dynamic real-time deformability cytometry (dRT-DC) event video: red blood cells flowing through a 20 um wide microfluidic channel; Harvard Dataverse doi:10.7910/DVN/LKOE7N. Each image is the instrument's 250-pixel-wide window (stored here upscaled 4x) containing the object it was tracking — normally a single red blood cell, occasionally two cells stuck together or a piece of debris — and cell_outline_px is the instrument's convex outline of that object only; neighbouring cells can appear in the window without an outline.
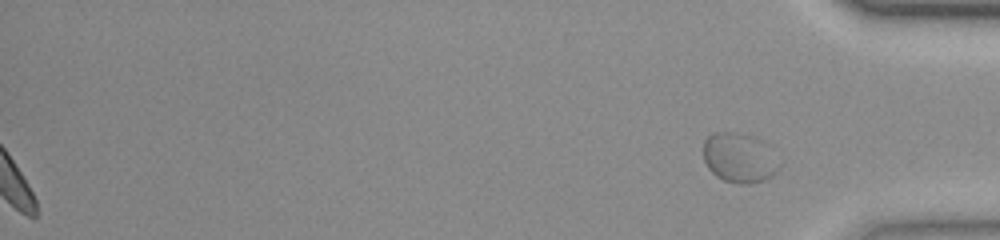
{"species": "common noctule bat (a hibernating species)", "species_latin": "Nyctalus noctula", "temperature_condition": "room temperature", "stored_images_in_passage": 45, "segment_of_instrument_passage": [2, 2], "camera_frame_rate_fps": 3000, "um_per_image_px": 0.085, "animal": {"sex": "female", "body_mass_g": 23.0, "forearm_length_mm": 53.4}, "frame": {"image": 1, "passage_image": 45, "time_ms": 14.667, "image_size_px": [1000, 240], "cell_outline_px": [[780, 168], [772, 176], [764, 180], [748, 184], [736, 184], [724, 180], [716, 176], [708, 168], [704, 160], [704, 140], [712, 132], [732, 132], [748, 136], [760, 140]], "centroid_in_image_um": [62.76, 13.44], "position_along_channel_um": 372.4, "area_um2": 21.33}}